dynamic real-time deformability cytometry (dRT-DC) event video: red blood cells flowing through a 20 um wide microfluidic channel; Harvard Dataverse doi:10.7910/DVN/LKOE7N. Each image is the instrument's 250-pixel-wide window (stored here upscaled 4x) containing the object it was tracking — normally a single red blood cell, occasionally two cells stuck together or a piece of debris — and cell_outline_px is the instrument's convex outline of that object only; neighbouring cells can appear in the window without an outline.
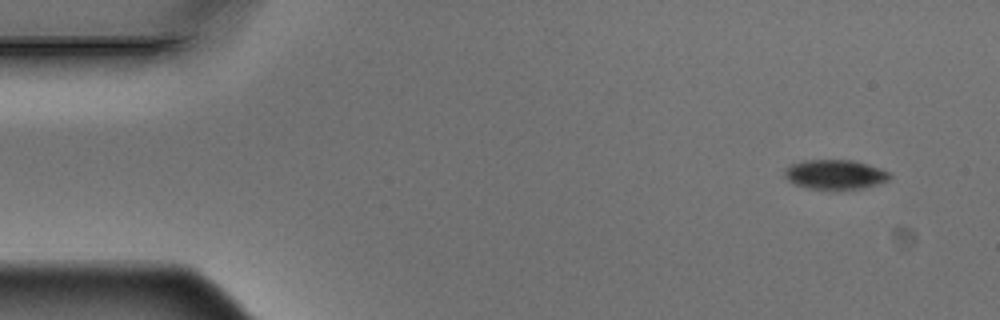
{"species": "Egyptian fruit bat (a non-hibernating species)", "species_latin": "Rousettus aegyptiacus", "temperature_condition": "warm", "stored_images_in_passage": 4, "camera_frame_rate_fps": 3000, "um_per_image_px": 0.085, "animal": {"sex": "male"}, "frame": {"image": 1, "passage_image": 1, "time_ms": 0.0, "image_size_px": [1000, 320], "cell_outline_px": [[892, 176], [888, 180], [864, 188], [808, 188], [796, 184], [788, 180], [784, 176], [784, 168], [792, 164], [804, 160], [856, 160], [892, 172]], "centroid_in_image_um": [71.01, 14.8], "position_along_channel_um": 14.0, "area_um2": 17.98}}
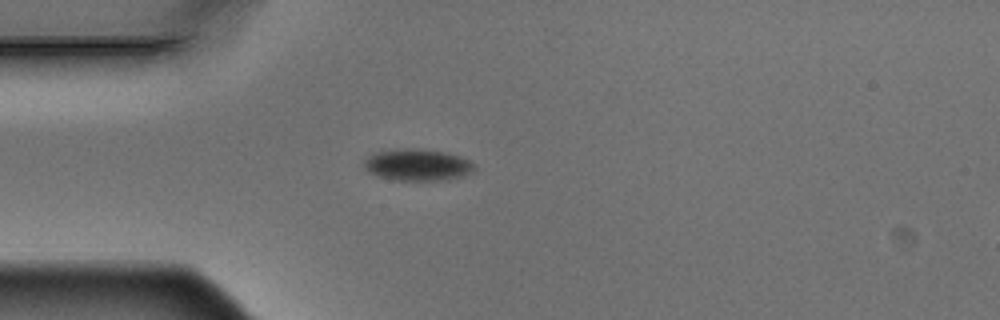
{"frame": {"image": 2, "passage_image": 4, "time_ms": 1.0, "image_size_px": [1000, 320], "cell_outline_px": [[476, 168], [472, 172], [464, 176], [448, 180], [396, 180], [380, 176], [368, 172], [364, 168], [364, 160], [372, 152], [396, 148], [424, 148], [444, 152], [460, 156], [476, 164]], "centroid_in_image_um": [35.49, 13.99], "position_along_channel_um": 49.5, "area_um2": 20.81}}